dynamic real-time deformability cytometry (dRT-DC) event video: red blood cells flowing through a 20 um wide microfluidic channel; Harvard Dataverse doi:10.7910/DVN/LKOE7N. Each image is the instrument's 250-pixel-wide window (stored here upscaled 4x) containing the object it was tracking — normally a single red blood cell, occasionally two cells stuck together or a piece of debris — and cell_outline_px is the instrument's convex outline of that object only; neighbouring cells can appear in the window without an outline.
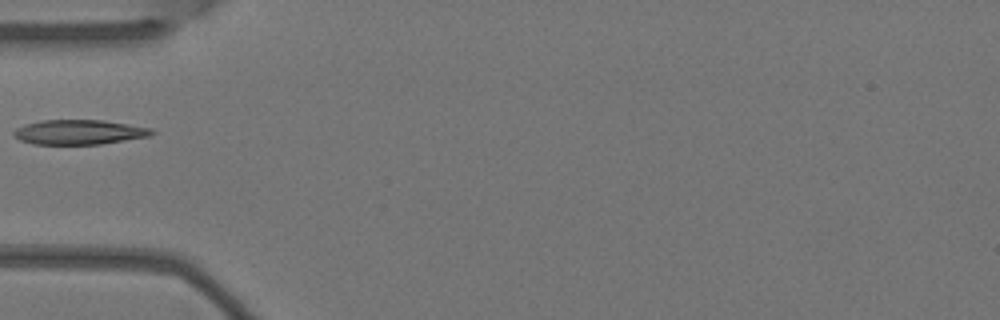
{"species": "Egyptian fruit bat (a non-hibernating species)", "species_latin": "Rousettus aegyptiacus", "temperature_condition": "warm", "stored_images_in_passage": 5, "camera_frame_rate_fps": 3000, "um_per_image_px": 0.085, "animal": {"sex": "female"}, "frame": {"image": 1, "passage_image": 4, "time_ms": 1.0, "image_size_px": [1000, 320], "cell_outline_px": [[156, 132], [152, 136], [100, 144], [32, 144], [20, 140], [12, 132], [16, 128], [24, 124], [40, 120], [104, 120], [152, 128]], "centroid_in_image_um": [6.75, 11.22], "position_along_channel_um": 78.2, "area_um2": 20.0}}
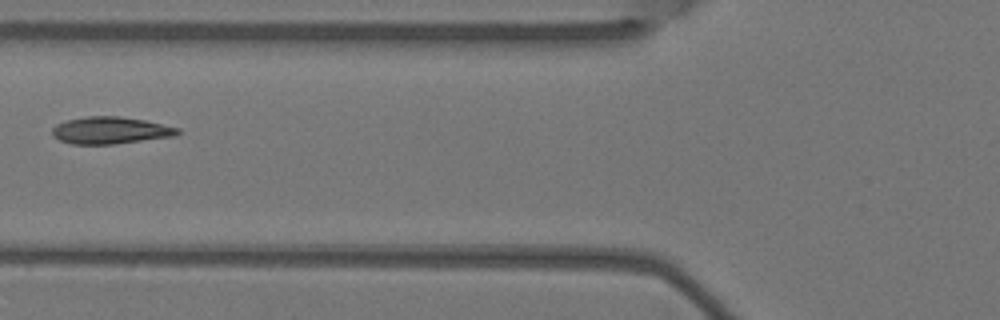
{"frame": {"image": 2, "passage_image": 5, "time_ms": 1.333, "image_size_px": [1000, 320], "cell_outline_px": [[180, 132], [176, 136], [116, 144], [72, 144], [60, 140], [52, 136], [52, 128], [56, 124], [68, 120], [88, 116], [120, 116], [144, 120], [180, 128]], "centroid_in_image_um": [9.4, 11.09], "position_along_channel_um": 116.4, "area_um2": 19.83}}